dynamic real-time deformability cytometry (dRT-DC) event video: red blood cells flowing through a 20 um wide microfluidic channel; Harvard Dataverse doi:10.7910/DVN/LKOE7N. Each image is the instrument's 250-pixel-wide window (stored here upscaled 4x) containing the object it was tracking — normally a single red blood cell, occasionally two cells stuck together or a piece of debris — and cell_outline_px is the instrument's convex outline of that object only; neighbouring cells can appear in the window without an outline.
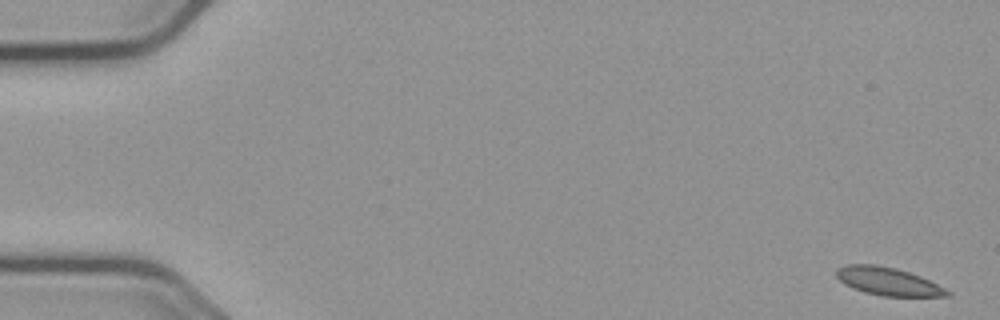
{"species": "common noctule bat (a hibernating species)", "species_latin": "Nyctalus noctula", "temperature_condition": "cold", "stored_images_in_passage": 56, "camera_frame_rate_fps": 3000, "um_per_image_px": 0.085, "animal": {"sex": "male", "body_mass_g": 23.1, "forearm_length_mm": 52.7}, "frame": {"image": 1, "passage_image": 1, "time_ms": 0.0, "image_size_px": [1000, 320], "cell_outline_px": [[952, 296], [880, 296], [864, 292], [852, 288], [844, 284], [836, 276], [836, 268], [848, 264], [876, 264], [896, 268], [920, 276], [952, 292]], "centroid_in_image_um": [75.46, 23.92], "position_along_channel_um": 9.5, "area_um2": 18.09}}
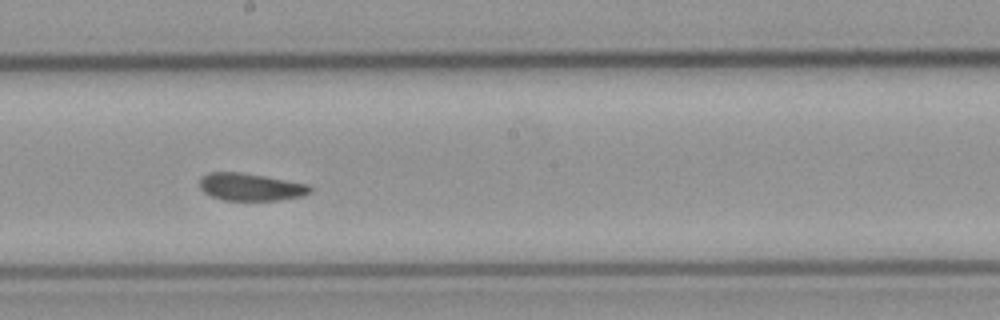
{"frame": {"image": 2, "passage_image": 31, "time_ms": 10.0, "image_size_px": [1000, 320], "cell_outline_px": [[312, 192], [304, 196], [280, 200], [224, 200], [212, 196], [204, 192], [200, 188], [200, 176], [208, 172], [240, 172], [264, 176], [308, 184], [312, 188]], "centroid_in_image_um": [21.31, 15.89], "position_along_channel_um": 226.9, "area_um2": 17.74}}
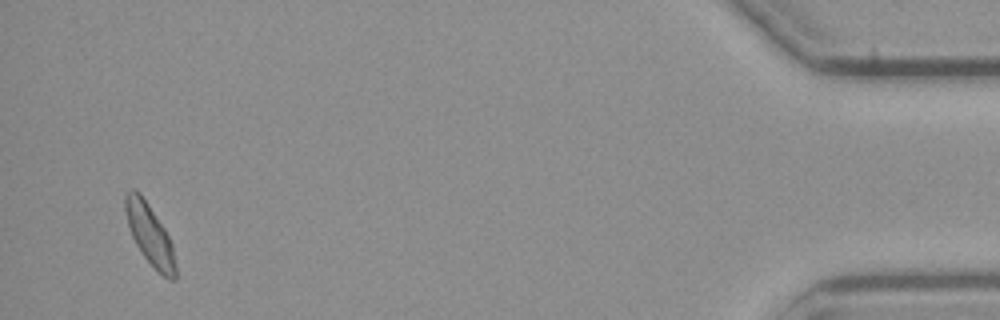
{"frame": {"image": 3, "passage_image": 54, "time_ms": 17.667, "image_size_px": [1000, 320], "cell_outline_px": [[176, 280], [168, 280], [144, 256], [136, 244], [132, 236], [128, 224], [124, 208], [124, 196], [132, 188], [140, 192], [164, 228], [172, 244], [176, 264]], "centroid_in_image_um": [12.73, 19.92], "position_along_channel_um": 422.5, "area_um2": 17.46}, "authors_computed_cell_mechanics": {"area_um2": 18.2648, "velocity_mm_per_s": 3.6547, "shape_relaxation_time_tau1_ms": 7.6909, "shape_relaxation_time_tau2_ms": 1.7278, "deformation_change_tau1": 0.1167, "deformation_change_tau2": 0.0625}}